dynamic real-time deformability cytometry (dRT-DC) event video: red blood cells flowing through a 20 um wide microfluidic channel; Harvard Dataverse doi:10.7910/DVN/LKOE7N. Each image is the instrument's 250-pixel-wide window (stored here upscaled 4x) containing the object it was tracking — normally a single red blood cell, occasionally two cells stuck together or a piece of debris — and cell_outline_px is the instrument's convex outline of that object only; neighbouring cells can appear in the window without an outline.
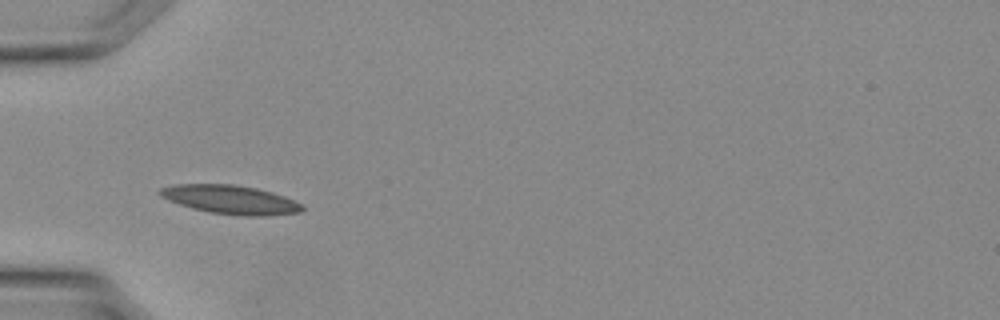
{"species": "Egyptian fruit bat (a non-hibernating species)", "species_latin": "Rousettus aegyptiacus", "temperature_condition": "warm", "stored_images_in_passage": 7, "camera_frame_rate_fps": 3000, "um_per_image_px": 0.085, "animal": {"sex": "female"}, "frame": {"image": 1, "passage_image": 1, "time_ms": 0.0, "image_size_px": [1000, 320], "cell_outline_px": [[304, 208], [300, 212], [260, 216], [248, 216], [208, 212], [192, 208], [168, 200], [160, 196], [156, 192], [160, 188], [176, 184], [232, 184], [256, 188], [272, 192], [284, 196], [304, 204]], "centroid_in_image_um": [19.58, 16.96], "position_along_channel_um": 65.4, "area_um2": 23.81}}
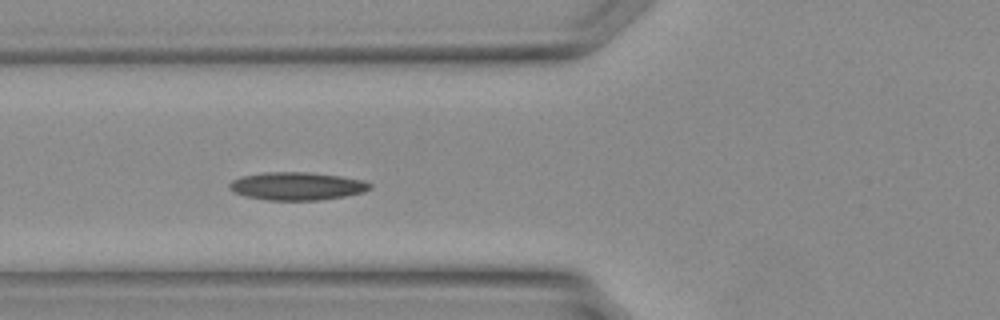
{"frame": {"image": 2, "passage_image": 3, "time_ms": 0.667, "image_size_px": [1000, 320], "cell_outline_px": [[372, 188], [364, 192], [344, 196], [316, 200], [268, 200], [248, 196], [236, 192], [228, 188], [228, 184], [232, 180], [244, 176], [264, 172], [308, 172], [340, 176], [364, 180], [372, 184]], "centroid_in_image_um": [25.28, 15.81], "position_along_channel_um": 100.5, "area_um2": 22.72}}